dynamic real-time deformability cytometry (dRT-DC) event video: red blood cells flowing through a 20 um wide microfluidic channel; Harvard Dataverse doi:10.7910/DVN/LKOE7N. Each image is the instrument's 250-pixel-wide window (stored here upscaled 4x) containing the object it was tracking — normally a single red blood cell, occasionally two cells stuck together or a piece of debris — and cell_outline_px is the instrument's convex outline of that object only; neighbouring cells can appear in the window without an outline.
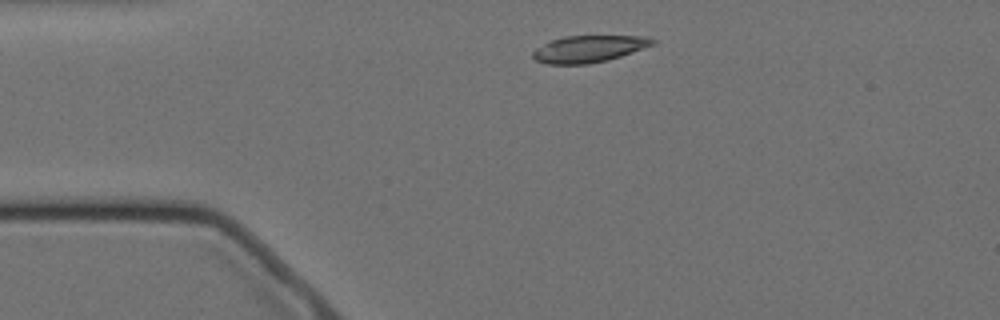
{"species": "Egyptian fruit bat (a non-hibernating species)", "species_latin": "Rousettus aegyptiacus", "temperature_condition": "cold", "stored_images_in_passage": 2, "camera_frame_rate_fps": 3000, "um_per_image_px": 0.085, "animal": {"sex": "female"}, "frame": {"image": 1, "passage_image": 1, "time_ms": 0.0, "image_size_px": [1000, 320], "cell_outline_px": [[656, 44], [608, 60], [588, 64], [548, 64], [536, 60], [532, 56], [532, 52], [536, 48], [552, 40], [564, 36], [648, 36], [656, 40]], "centroid_in_image_um": [50.08, 4.15], "position_along_channel_um": 34.9, "area_um2": 18.67}}